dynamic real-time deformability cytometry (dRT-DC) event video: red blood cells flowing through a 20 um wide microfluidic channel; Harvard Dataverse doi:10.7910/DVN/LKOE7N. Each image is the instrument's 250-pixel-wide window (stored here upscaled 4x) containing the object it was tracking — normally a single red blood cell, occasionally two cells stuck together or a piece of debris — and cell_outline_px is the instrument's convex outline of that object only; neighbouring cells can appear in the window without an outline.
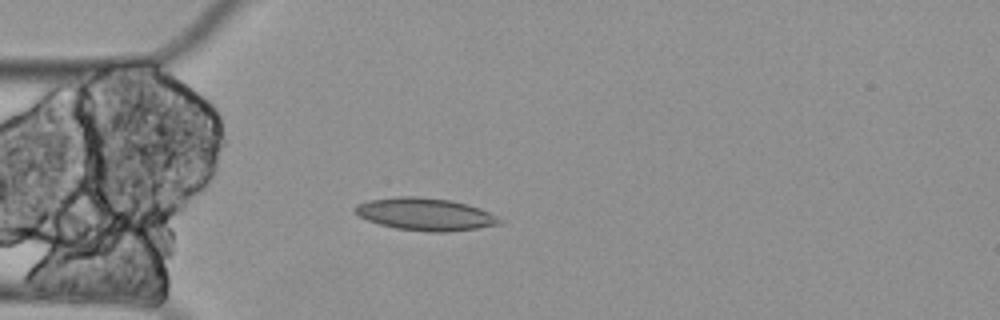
{"species": "Egyptian fruit bat (a non-hibernating species)", "species_latin": "Rousettus aegyptiacus", "temperature_condition": "cold", "stored_images_in_passage": 5, "camera_frame_rate_fps": 3000, "um_per_image_px": 0.085, "animal": {"sex": "female"}, "frame": {"image": 1, "passage_image": 4, "time_ms": 1.0, "image_size_px": [1000, 320], "cell_outline_px": [[500, 224], [476, 228], [448, 232], [428, 232], [396, 228], [380, 224], [368, 220], [352, 212], [352, 208], [356, 204], [368, 200], [400, 196], [416, 196], [452, 200], [468, 204], [480, 208], [496, 216], [500, 220]], "centroid_in_image_um": [36.1, 18.2], "position_along_channel_um": 48.9, "area_um2": 27.34}}